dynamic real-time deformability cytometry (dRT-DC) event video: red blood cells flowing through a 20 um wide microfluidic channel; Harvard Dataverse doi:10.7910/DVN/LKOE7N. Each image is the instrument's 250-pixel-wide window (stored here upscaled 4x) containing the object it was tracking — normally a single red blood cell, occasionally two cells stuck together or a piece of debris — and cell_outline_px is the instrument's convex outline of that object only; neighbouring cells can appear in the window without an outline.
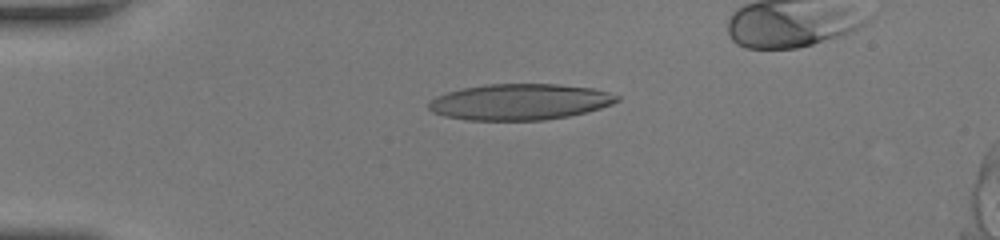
{"species": "human", "species_latin": "Homo sapiens", "temperature_condition": "room temperature", "stored_images_in_passage": 40, "camera_frame_rate_fps": 3000, "um_per_image_px": 0.085, "donor": {"sex": "female"}, "frame": {"image": 1, "passage_image": 3, "time_ms": 0.667, "image_size_px": [1000, 240], "cell_outline_px": [[620, 100], [612, 104], [600, 108], [568, 116], [544, 120], [468, 120], [444, 116], [432, 112], [428, 108], [428, 100], [436, 96], [448, 92], [464, 88], [488, 84], [556, 84], [592, 88], [608, 92], [620, 96]], "centroid_in_image_um": [44.16, 8.66], "position_along_channel_um": 40.8, "area_um2": 39.54}}
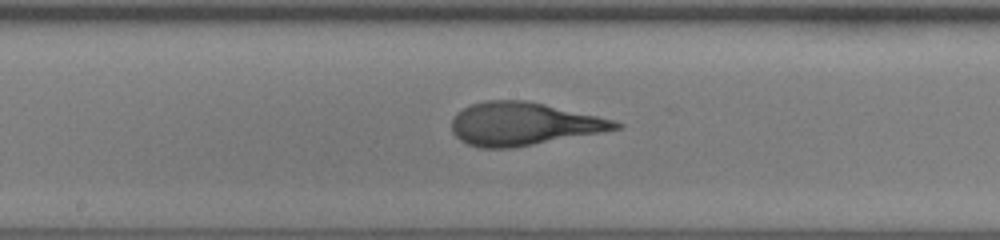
{"frame": {"image": 2, "passage_image": 22, "time_ms": 7.0, "image_size_px": [1000, 240], "cell_outline_px": [[624, 124], [620, 128], [600, 132], [512, 148], [480, 148], [468, 144], [460, 140], [452, 132], [452, 116], [456, 112], [472, 104], [484, 100], [524, 100], [544, 104], [596, 116], [612, 120]], "centroid_in_image_um": [44.41, 10.53], "position_along_channel_um": 203.8, "area_um2": 40.58}}
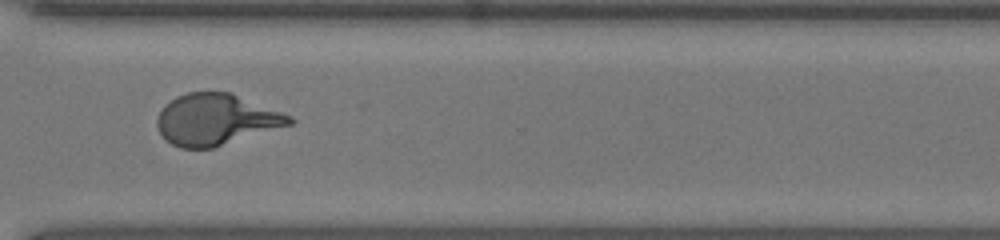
{"frame": {"image": 3, "passage_image": 34, "time_ms": 11.0, "image_size_px": [1000, 240], "cell_outline_px": [[296, 120], [292, 124], [212, 148], [180, 148], [172, 144], [160, 132], [156, 124], [156, 120], [164, 104], [176, 96], [188, 92], [232, 92], [292, 116]], "centroid_in_image_um": [18.37, 10.14], "position_along_channel_um": 352.2, "area_um2": 39.42}, "authors_computed_cell_mechanics": {"area_um2": 40.4889, "velocity_mm_per_s": 3.6692, "shape_relaxation_time_tau1_ms": null, "shape_relaxation_time_tau2_ms": 0.931, "deformation_change_tau1": null, "deformation_change_tau2": 0.07}}